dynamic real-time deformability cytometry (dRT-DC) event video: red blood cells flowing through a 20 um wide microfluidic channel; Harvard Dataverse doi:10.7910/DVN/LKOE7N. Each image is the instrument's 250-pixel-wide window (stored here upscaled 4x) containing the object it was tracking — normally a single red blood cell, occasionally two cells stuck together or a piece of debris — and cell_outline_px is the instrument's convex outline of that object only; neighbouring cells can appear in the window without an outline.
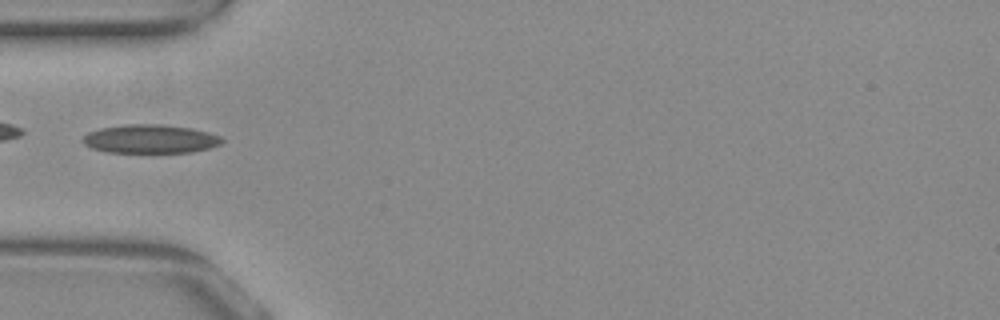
{"species": "common noctule bat (a hibernating species)", "species_latin": "Nyctalus noctula", "temperature_condition": "warm", "stored_images_in_passage": 32, "camera_frame_rate_fps": 3000, "um_per_image_px": 0.085, "animal": {"sex": "female", "body_mass_g": 29.2, "forearm_length_mm": 56.3}, "frame": {"image": 1, "passage_image": 1, "time_ms": 0.0, "image_size_px": [1000, 320], "cell_outline_px": [[224, 140], [220, 144], [208, 148], [192, 152], [108, 152], [92, 148], [84, 144], [80, 140], [88, 132], [100, 128], [124, 124], [164, 124], [192, 128], [208, 132], [220, 136]], "centroid_in_image_um": [12.76, 11.8], "position_along_channel_um": 72.2, "area_um2": 23.29}}
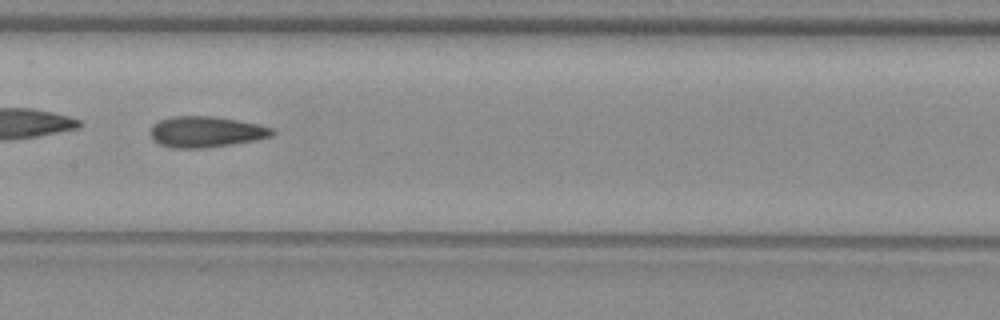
{"frame": {"image": 2, "passage_image": 10, "time_ms": 3.0, "image_size_px": [1000, 320], "cell_outline_px": [[276, 132], [272, 136], [256, 140], [208, 148], [172, 148], [160, 144], [152, 140], [148, 132], [152, 124], [160, 120], [172, 116], [216, 116], [256, 124], [272, 128]], "centroid_in_image_um": [17.46, 11.21], "position_along_channel_um": 189.9, "area_um2": 22.2}}